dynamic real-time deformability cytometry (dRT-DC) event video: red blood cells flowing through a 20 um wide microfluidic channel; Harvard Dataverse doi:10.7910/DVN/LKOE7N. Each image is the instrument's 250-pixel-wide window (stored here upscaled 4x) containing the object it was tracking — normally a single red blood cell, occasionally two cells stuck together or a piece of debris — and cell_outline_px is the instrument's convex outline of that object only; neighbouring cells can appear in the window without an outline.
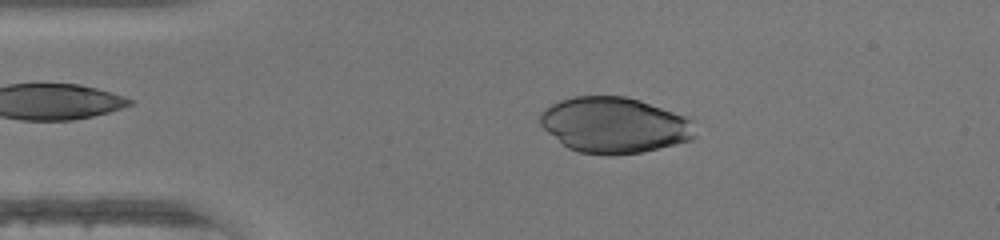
{"species": "human", "species_latin": "Homo sapiens", "temperature_condition": "warm", "stored_images_in_passage": 45, "camera_frame_rate_fps": 3000, "um_per_image_px": 0.085, "donor": {"sex": "female"}, "frame": {"image": 1, "passage_image": 8, "time_ms": 2.333, "image_size_px": [1000, 240], "cell_outline_px": [[696, 136], [692, 140], [640, 152], [616, 156], [608, 156], [580, 152], [568, 148], [548, 132], [540, 124], [540, 112], [544, 108], [560, 100], [572, 96], [624, 96], [640, 100], [684, 116], [692, 120]], "centroid_in_image_um": [52.2, 10.64], "position_along_channel_um": 32.8, "area_um2": 50.4}}
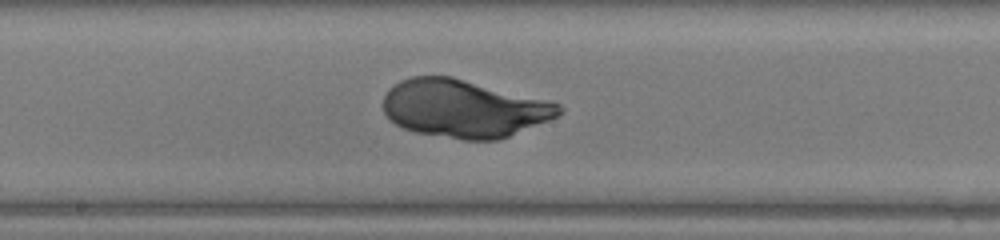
{"frame": {"image": 2, "passage_image": 23, "time_ms": 7.333, "image_size_px": [1000, 240], "cell_outline_px": [[564, 108], [556, 116], [548, 120], [508, 136], [496, 140], [464, 140], [416, 132], [404, 128], [396, 124], [384, 112], [384, 96], [388, 88], [400, 80], [412, 76], [452, 76], [552, 100], [560, 104]], "centroid_in_image_um": [39.45, 9.2], "position_along_channel_um": 208.8, "area_um2": 59.36}}
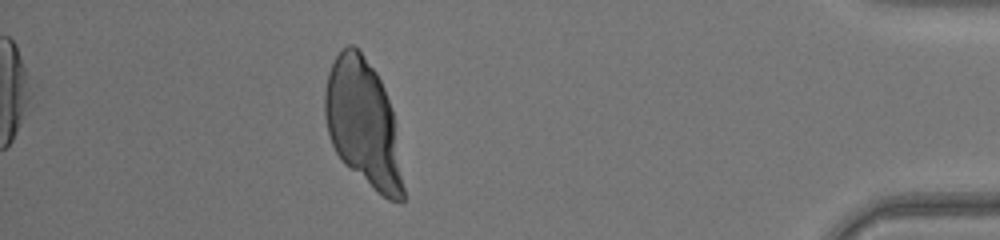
{"frame": {"image": 3, "passage_image": 40, "time_ms": 13.0, "image_size_px": [1000, 240], "cell_outline_px": [[404, 200], [400, 204], [388, 200], [344, 164], [340, 160], [332, 144], [328, 132], [324, 116], [324, 92], [328, 72], [340, 48], [348, 44], [352, 44], [360, 52], [376, 72], [384, 88], [392, 112], [404, 188]], "centroid_in_image_um": [30.84, 10.48], "position_along_channel_um": 404.4, "area_um2": 57.4}}